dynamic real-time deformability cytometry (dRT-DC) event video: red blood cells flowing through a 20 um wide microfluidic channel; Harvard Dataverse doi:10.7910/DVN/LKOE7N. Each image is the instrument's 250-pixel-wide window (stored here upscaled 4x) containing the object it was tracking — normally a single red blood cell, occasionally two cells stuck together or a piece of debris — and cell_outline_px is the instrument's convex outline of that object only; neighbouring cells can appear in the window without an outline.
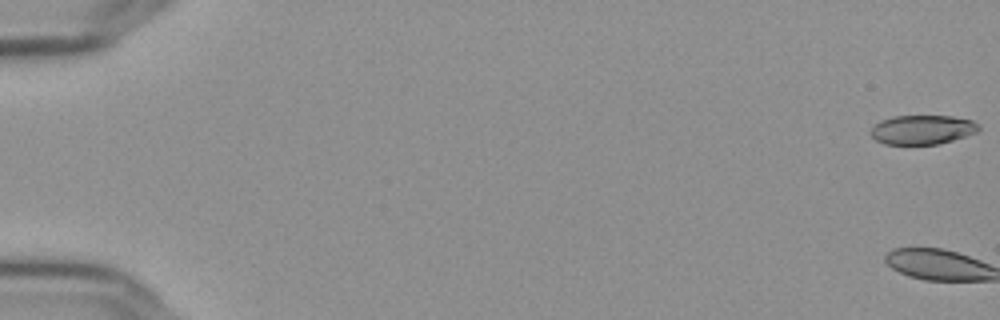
{"species": "Egyptian fruit bat (a non-hibernating species)", "species_latin": "Rousettus aegyptiacus", "temperature_condition": "cold", "stored_images_in_passage": 10, "camera_frame_rate_fps": 3000, "um_per_image_px": 0.085, "frame": {"image": 1, "passage_image": 1, "time_ms": 0.0, "image_size_px": [1000, 320], "cell_outline_px": [[980, 128], [976, 132], [940, 144], [884, 144], [876, 140], [872, 136], [872, 128], [876, 124], [892, 116], [952, 116], [972, 120], [980, 124]], "centroid_in_image_um": [78.43, 11.02], "position_along_channel_um": 6.6, "area_um2": 18.21}}